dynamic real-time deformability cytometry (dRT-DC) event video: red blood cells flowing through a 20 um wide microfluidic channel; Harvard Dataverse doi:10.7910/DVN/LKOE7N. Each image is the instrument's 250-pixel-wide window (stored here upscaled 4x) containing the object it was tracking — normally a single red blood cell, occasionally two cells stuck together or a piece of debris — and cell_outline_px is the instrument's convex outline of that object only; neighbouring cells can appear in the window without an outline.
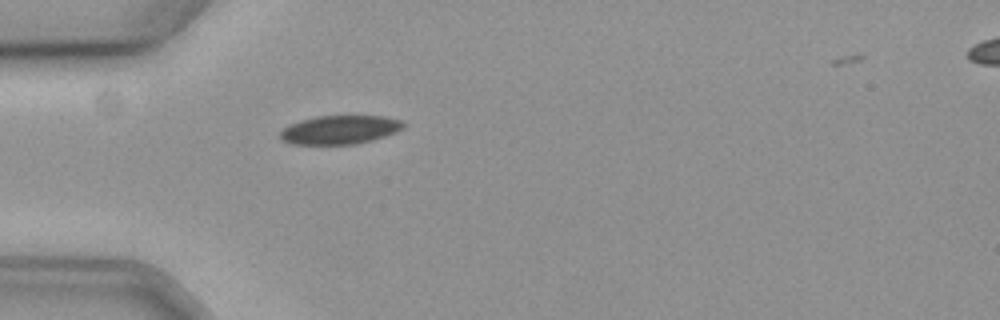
{"species": "common noctule bat (a hibernating species)", "species_latin": "Nyctalus noctula", "temperature_condition": "cold", "stored_images_in_passage": 38, "camera_frame_rate_fps": 3000, "um_per_image_px": 0.085, "animal": {"sex": "female", "body_mass_g": 19.3, "forearm_length_mm": 54.1}, "frame": {"image": 1, "passage_image": 1, "time_ms": 0.0, "image_size_px": [1000, 320], "cell_outline_px": [[408, 124], [404, 128], [396, 132], [372, 140], [356, 144], [292, 144], [280, 140], [280, 132], [288, 124], [300, 120], [316, 116], [384, 116], [400, 120]], "centroid_in_image_um": [28.89, 11.03], "position_along_channel_um": 56.1, "area_um2": 20.75}}
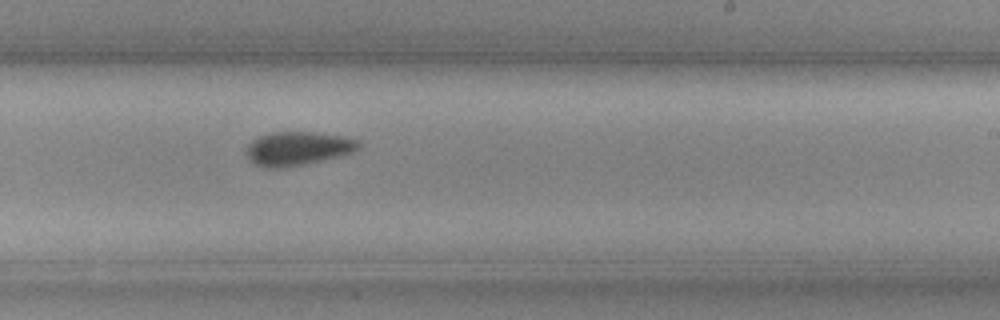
{"frame": {"image": 2, "passage_image": 19, "time_ms": 6.0, "image_size_px": [1000, 320], "cell_outline_px": [[364, 144], [360, 148], [352, 152], [304, 164], [280, 168], [264, 168], [252, 164], [248, 160], [248, 144], [252, 140], [260, 136], [272, 132], [312, 132], [344, 136], [360, 140]], "centroid_in_image_um": [25.32, 12.62], "position_along_channel_um": 263.7, "area_um2": 22.08}}
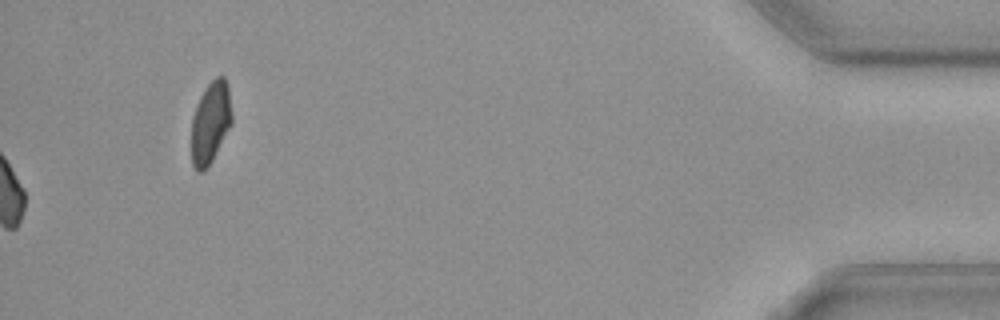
{"frame": {"image": 3, "passage_image": 38, "time_ms": 12.333, "image_size_px": [1000, 320], "cell_outline_px": [[232, 124], [212, 160], [200, 172], [196, 172], [192, 164], [192, 116], [200, 96], [204, 88], [216, 76], [224, 76], [228, 84], [232, 112]], "centroid_in_image_um": [17.91, 10.37], "position_along_channel_um": 417.3, "area_um2": 19.31}}